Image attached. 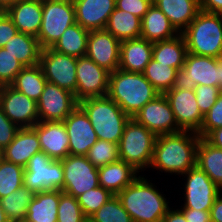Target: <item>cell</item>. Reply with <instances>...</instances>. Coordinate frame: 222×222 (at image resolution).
<instances>
[{
    "mask_svg": "<svg viewBox=\"0 0 222 222\" xmlns=\"http://www.w3.org/2000/svg\"><path fill=\"white\" fill-rule=\"evenodd\" d=\"M186 178L183 185L184 204L180 209L210 211L216 197L222 190L197 166L182 174Z\"/></svg>",
    "mask_w": 222,
    "mask_h": 222,
    "instance_id": "cell-11",
    "label": "cell"
},
{
    "mask_svg": "<svg viewBox=\"0 0 222 222\" xmlns=\"http://www.w3.org/2000/svg\"><path fill=\"white\" fill-rule=\"evenodd\" d=\"M90 218L94 222H133L116 195L102 205Z\"/></svg>",
    "mask_w": 222,
    "mask_h": 222,
    "instance_id": "cell-39",
    "label": "cell"
},
{
    "mask_svg": "<svg viewBox=\"0 0 222 222\" xmlns=\"http://www.w3.org/2000/svg\"><path fill=\"white\" fill-rule=\"evenodd\" d=\"M47 80L39 64L24 67L10 84L17 91L25 94L28 98L38 101Z\"/></svg>",
    "mask_w": 222,
    "mask_h": 222,
    "instance_id": "cell-34",
    "label": "cell"
},
{
    "mask_svg": "<svg viewBox=\"0 0 222 222\" xmlns=\"http://www.w3.org/2000/svg\"><path fill=\"white\" fill-rule=\"evenodd\" d=\"M60 190L35 193L24 222H57Z\"/></svg>",
    "mask_w": 222,
    "mask_h": 222,
    "instance_id": "cell-28",
    "label": "cell"
},
{
    "mask_svg": "<svg viewBox=\"0 0 222 222\" xmlns=\"http://www.w3.org/2000/svg\"><path fill=\"white\" fill-rule=\"evenodd\" d=\"M187 222H211L210 211H197L195 209H179Z\"/></svg>",
    "mask_w": 222,
    "mask_h": 222,
    "instance_id": "cell-48",
    "label": "cell"
},
{
    "mask_svg": "<svg viewBox=\"0 0 222 222\" xmlns=\"http://www.w3.org/2000/svg\"><path fill=\"white\" fill-rule=\"evenodd\" d=\"M182 131H200L204 115L201 113L195 90L170 89L164 93Z\"/></svg>",
    "mask_w": 222,
    "mask_h": 222,
    "instance_id": "cell-17",
    "label": "cell"
},
{
    "mask_svg": "<svg viewBox=\"0 0 222 222\" xmlns=\"http://www.w3.org/2000/svg\"><path fill=\"white\" fill-rule=\"evenodd\" d=\"M19 0H0V11H5L9 6L15 4Z\"/></svg>",
    "mask_w": 222,
    "mask_h": 222,
    "instance_id": "cell-53",
    "label": "cell"
},
{
    "mask_svg": "<svg viewBox=\"0 0 222 222\" xmlns=\"http://www.w3.org/2000/svg\"><path fill=\"white\" fill-rule=\"evenodd\" d=\"M220 74L216 58L187 52L182 69L177 70L173 89L195 90L197 85L219 88Z\"/></svg>",
    "mask_w": 222,
    "mask_h": 222,
    "instance_id": "cell-9",
    "label": "cell"
},
{
    "mask_svg": "<svg viewBox=\"0 0 222 222\" xmlns=\"http://www.w3.org/2000/svg\"><path fill=\"white\" fill-rule=\"evenodd\" d=\"M156 187L139 175L116 195L133 222H161L166 215L170 202Z\"/></svg>",
    "mask_w": 222,
    "mask_h": 222,
    "instance_id": "cell-2",
    "label": "cell"
},
{
    "mask_svg": "<svg viewBox=\"0 0 222 222\" xmlns=\"http://www.w3.org/2000/svg\"><path fill=\"white\" fill-rule=\"evenodd\" d=\"M86 157L96 168L118 161V144L98 139L89 149Z\"/></svg>",
    "mask_w": 222,
    "mask_h": 222,
    "instance_id": "cell-38",
    "label": "cell"
},
{
    "mask_svg": "<svg viewBox=\"0 0 222 222\" xmlns=\"http://www.w3.org/2000/svg\"><path fill=\"white\" fill-rule=\"evenodd\" d=\"M180 33L171 24L166 15L154 4L141 19V35L150 42L169 40Z\"/></svg>",
    "mask_w": 222,
    "mask_h": 222,
    "instance_id": "cell-27",
    "label": "cell"
},
{
    "mask_svg": "<svg viewBox=\"0 0 222 222\" xmlns=\"http://www.w3.org/2000/svg\"><path fill=\"white\" fill-rule=\"evenodd\" d=\"M105 30L120 42L138 38L141 35V18L115 7L108 19Z\"/></svg>",
    "mask_w": 222,
    "mask_h": 222,
    "instance_id": "cell-33",
    "label": "cell"
},
{
    "mask_svg": "<svg viewBox=\"0 0 222 222\" xmlns=\"http://www.w3.org/2000/svg\"><path fill=\"white\" fill-rule=\"evenodd\" d=\"M138 176V171L120 159L98 168L99 186L108 190L112 195H117Z\"/></svg>",
    "mask_w": 222,
    "mask_h": 222,
    "instance_id": "cell-25",
    "label": "cell"
},
{
    "mask_svg": "<svg viewBox=\"0 0 222 222\" xmlns=\"http://www.w3.org/2000/svg\"><path fill=\"white\" fill-rule=\"evenodd\" d=\"M86 218L77 198L60 190L57 222H83Z\"/></svg>",
    "mask_w": 222,
    "mask_h": 222,
    "instance_id": "cell-41",
    "label": "cell"
},
{
    "mask_svg": "<svg viewBox=\"0 0 222 222\" xmlns=\"http://www.w3.org/2000/svg\"><path fill=\"white\" fill-rule=\"evenodd\" d=\"M159 94L143 73L118 68L109 75L107 96L131 118Z\"/></svg>",
    "mask_w": 222,
    "mask_h": 222,
    "instance_id": "cell-3",
    "label": "cell"
},
{
    "mask_svg": "<svg viewBox=\"0 0 222 222\" xmlns=\"http://www.w3.org/2000/svg\"><path fill=\"white\" fill-rule=\"evenodd\" d=\"M153 4L166 15L179 33L188 27L200 11L199 0H154Z\"/></svg>",
    "mask_w": 222,
    "mask_h": 222,
    "instance_id": "cell-26",
    "label": "cell"
},
{
    "mask_svg": "<svg viewBox=\"0 0 222 222\" xmlns=\"http://www.w3.org/2000/svg\"><path fill=\"white\" fill-rule=\"evenodd\" d=\"M196 166L222 190V150L200 138L196 152Z\"/></svg>",
    "mask_w": 222,
    "mask_h": 222,
    "instance_id": "cell-31",
    "label": "cell"
},
{
    "mask_svg": "<svg viewBox=\"0 0 222 222\" xmlns=\"http://www.w3.org/2000/svg\"><path fill=\"white\" fill-rule=\"evenodd\" d=\"M153 42L138 37L120 43L119 69L143 73L152 59Z\"/></svg>",
    "mask_w": 222,
    "mask_h": 222,
    "instance_id": "cell-22",
    "label": "cell"
},
{
    "mask_svg": "<svg viewBox=\"0 0 222 222\" xmlns=\"http://www.w3.org/2000/svg\"><path fill=\"white\" fill-rule=\"evenodd\" d=\"M222 127V93L216 99L215 104L204 115L200 131L197 133L205 138L212 130Z\"/></svg>",
    "mask_w": 222,
    "mask_h": 222,
    "instance_id": "cell-43",
    "label": "cell"
},
{
    "mask_svg": "<svg viewBox=\"0 0 222 222\" xmlns=\"http://www.w3.org/2000/svg\"><path fill=\"white\" fill-rule=\"evenodd\" d=\"M18 33L17 27L5 11H0V48Z\"/></svg>",
    "mask_w": 222,
    "mask_h": 222,
    "instance_id": "cell-47",
    "label": "cell"
},
{
    "mask_svg": "<svg viewBox=\"0 0 222 222\" xmlns=\"http://www.w3.org/2000/svg\"><path fill=\"white\" fill-rule=\"evenodd\" d=\"M0 222H10L2 208L1 202H0Z\"/></svg>",
    "mask_w": 222,
    "mask_h": 222,
    "instance_id": "cell-55",
    "label": "cell"
},
{
    "mask_svg": "<svg viewBox=\"0 0 222 222\" xmlns=\"http://www.w3.org/2000/svg\"><path fill=\"white\" fill-rule=\"evenodd\" d=\"M110 72L97 65L87 56L77 57L76 100L107 96Z\"/></svg>",
    "mask_w": 222,
    "mask_h": 222,
    "instance_id": "cell-13",
    "label": "cell"
},
{
    "mask_svg": "<svg viewBox=\"0 0 222 222\" xmlns=\"http://www.w3.org/2000/svg\"><path fill=\"white\" fill-rule=\"evenodd\" d=\"M156 137L145 126L130 118L118 144L119 159L130 164L138 172L148 169L152 161Z\"/></svg>",
    "mask_w": 222,
    "mask_h": 222,
    "instance_id": "cell-6",
    "label": "cell"
},
{
    "mask_svg": "<svg viewBox=\"0 0 222 222\" xmlns=\"http://www.w3.org/2000/svg\"><path fill=\"white\" fill-rule=\"evenodd\" d=\"M20 128L4 114L0 106V149L4 150L16 136Z\"/></svg>",
    "mask_w": 222,
    "mask_h": 222,
    "instance_id": "cell-46",
    "label": "cell"
},
{
    "mask_svg": "<svg viewBox=\"0 0 222 222\" xmlns=\"http://www.w3.org/2000/svg\"><path fill=\"white\" fill-rule=\"evenodd\" d=\"M0 106L19 128H30L39 122L37 102L10 85L0 86Z\"/></svg>",
    "mask_w": 222,
    "mask_h": 222,
    "instance_id": "cell-15",
    "label": "cell"
},
{
    "mask_svg": "<svg viewBox=\"0 0 222 222\" xmlns=\"http://www.w3.org/2000/svg\"><path fill=\"white\" fill-rule=\"evenodd\" d=\"M116 0H73L76 22L89 31L103 30L111 13L115 9Z\"/></svg>",
    "mask_w": 222,
    "mask_h": 222,
    "instance_id": "cell-21",
    "label": "cell"
},
{
    "mask_svg": "<svg viewBox=\"0 0 222 222\" xmlns=\"http://www.w3.org/2000/svg\"><path fill=\"white\" fill-rule=\"evenodd\" d=\"M161 222H187V220L185 219L184 214L179 210V208L173 210L172 207L168 209Z\"/></svg>",
    "mask_w": 222,
    "mask_h": 222,
    "instance_id": "cell-52",
    "label": "cell"
},
{
    "mask_svg": "<svg viewBox=\"0 0 222 222\" xmlns=\"http://www.w3.org/2000/svg\"><path fill=\"white\" fill-rule=\"evenodd\" d=\"M24 67L39 64L41 46L37 37L18 32L4 46Z\"/></svg>",
    "mask_w": 222,
    "mask_h": 222,
    "instance_id": "cell-29",
    "label": "cell"
},
{
    "mask_svg": "<svg viewBox=\"0 0 222 222\" xmlns=\"http://www.w3.org/2000/svg\"><path fill=\"white\" fill-rule=\"evenodd\" d=\"M23 182L24 186L34 193L62 190L64 182L62 161L52 160L43 151L35 153L24 167Z\"/></svg>",
    "mask_w": 222,
    "mask_h": 222,
    "instance_id": "cell-8",
    "label": "cell"
},
{
    "mask_svg": "<svg viewBox=\"0 0 222 222\" xmlns=\"http://www.w3.org/2000/svg\"><path fill=\"white\" fill-rule=\"evenodd\" d=\"M89 32L76 22L64 31L51 49L64 55L86 56Z\"/></svg>",
    "mask_w": 222,
    "mask_h": 222,
    "instance_id": "cell-32",
    "label": "cell"
},
{
    "mask_svg": "<svg viewBox=\"0 0 222 222\" xmlns=\"http://www.w3.org/2000/svg\"><path fill=\"white\" fill-rule=\"evenodd\" d=\"M181 34L188 53L215 58L222 55V14L200 10Z\"/></svg>",
    "mask_w": 222,
    "mask_h": 222,
    "instance_id": "cell-5",
    "label": "cell"
},
{
    "mask_svg": "<svg viewBox=\"0 0 222 222\" xmlns=\"http://www.w3.org/2000/svg\"><path fill=\"white\" fill-rule=\"evenodd\" d=\"M24 167L5 159L0 163V199L24 185Z\"/></svg>",
    "mask_w": 222,
    "mask_h": 222,
    "instance_id": "cell-37",
    "label": "cell"
},
{
    "mask_svg": "<svg viewBox=\"0 0 222 222\" xmlns=\"http://www.w3.org/2000/svg\"><path fill=\"white\" fill-rule=\"evenodd\" d=\"M200 138L192 131L158 135L149 168L181 176L196 166Z\"/></svg>",
    "mask_w": 222,
    "mask_h": 222,
    "instance_id": "cell-1",
    "label": "cell"
},
{
    "mask_svg": "<svg viewBox=\"0 0 222 222\" xmlns=\"http://www.w3.org/2000/svg\"><path fill=\"white\" fill-rule=\"evenodd\" d=\"M211 222H222V192L216 197L210 209Z\"/></svg>",
    "mask_w": 222,
    "mask_h": 222,
    "instance_id": "cell-50",
    "label": "cell"
},
{
    "mask_svg": "<svg viewBox=\"0 0 222 222\" xmlns=\"http://www.w3.org/2000/svg\"><path fill=\"white\" fill-rule=\"evenodd\" d=\"M153 4L151 0H116L115 7L122 11L129 12L139 18H143Z\"/></svg>",
    "mask_w": 222,
    "mask_h": 222,
    "instance_id": "cell-45",
    "label": "cell"
},
{
    "mask_svg": "<svg viewBox=\"0 0 222 222\" xmlns=\"http://www.w3.org/2000/svg\"><path fill=\"white\" fill-rule=\"evenodd\" d=\"M5 12L18 32L38 36L42 24V0H19Z\"/></svg>",
    "mask_w": 222,
    "mask_h": 222,
    "instance_id": "cell-23",
    "label": "cell"
},
{
    "mask_svg": "<svg viewBox=\"0 0 222 222\" xmlns=\"http://www.w3.org/2000/svg\"><path fill=\"white\" fill-rule=\"evenodd\" d=\"M35 193L26 186H21L10 195L0 199L2 208L10 222H24L28 206Z\"/></svg>",
    "mask_w": 222,
    "mask_h": 222,
    "instance_id": "cell-35",
    "label": "cell"
},
{
    "mask_svg": "<svg viewBox=\"0 0 222 222\" xmlns=\"http://www.w3.org/2000/svg\"><path fill=\"white\" fill-rule=\"evenodd\" d=\"M83 222H94L90 217H87Z\"/></svg>",
    "mask_w": 222,
    "mask_h": 222,
    "instance_id": "cell-57",
    "label": "cell"
},
{
    "mask_svg": "<svg viewBox=\"0 0 222 222\" xmlns=\"http://www.w3.org/2000/svg\"><path fill=\"white\" fill-rule=\"evenodd\" d=\"M39 65L47 82L72 92L76 98L77 57L60 54L51 48L41 50Z\"/></svg>",
    "mask_w": 222,
    "mask_h": 222,
    "instance_id": "cell-12",
    "label": "cell"
},
{
    "mask_svg": "<svg viewBox=\"0 0 222 222\" xmlns=\"http://www.w3.org/2000/svg\"><path fill=\"white\" fill-rule=\"evenodd\" d=\"M132 118L156 136L182 131L177 125L170 103L164 94H159L146 103Z\"/></svg>",
    "mask_w": 222,
    "mask_h": 222,
    "instance_id": "cell-14",
    "label": "cell"
},
{
    "mask_svg": "<svg viewBox=\"0 0 222 222\" xmlns=\"http://www.w3.org/2000/svg\"><path fill=\"white\" fill-rule=\"evenodd\" d=\"M63 122L69 138V154L86 156L98 140L88 116L77 106Z\"/></svg>",
    "mask_w": 222,
    "mask_h": 222,
    "instance_id": "cell-19",
    "label": "cell"
},
{
    "mask_svg": "<svg viewBox=\"0 0 222 222\" xmlns=\"http://www.w3.org/2000/svg\"><path fill=\"white\" fill-rule=\"evenodd\" d=\"M200 10L222 14V0H199Z\"/></svg>",
    "mask_w": 222,
    "mask_h": 222,
    "instance_id": "cell-49",
    "label": "cell"
},
{
    "mask_svg": "<svg viewBox=\"0 0 222 222\" xmlns=\"http://www.w3.org/2000/svg\"><path fill=\"white\" fill-rule=\"evenodd\" d=\"M77 106L72 92L47 82L37 101L39 121H64Z\"/></svg>",
    "mask_w": 222,
    "mask_h": 222,
    "instance_id": "cell-16",
    "label": "cell"
},
{
    "mask_svg": "<svg viewBox=\"0 0 222 222\" xmlns=\"http://www.w3.org/2000/svg\"><path fill=\"white\" fill-rule=\"evenodd\" d=\"M24 66L3 47L0 48V86L10 85Z\"/></svg>",
    "mask_w": 222,
    "mask_h": 222,
    "instance_id": "cell-42",
    "label": "cell"
},
{
    "mask_svg": "<svg viewBox=\"0 0 222 222\" xmlns=\"http://www.w3.org/2000/svg\"><path fill=\"white\" fill-rule=\"evenodd\" d=\"M216 64L219 66V74H220L219 89L222 91V55L216 58Z\"/></svg>",
    "mask_w": 222,
    "mask_h": 222,
    "instance_id": "cell-54",
    "label": "cell"
},
{
    "mask_svg": "<svg viewBox=\"0 0 222 222\" xmlns=\"http://www.w3.org/2000/svg\"><path fill=\"white\" fill-rule=\"evenodd\" d=\"M186 55L187 47L181 33L169 40L153 42L152 59L177 70L182 69Z\"/></svg>",
    "mask_w": 222,
    "mask_h": 222,
    "instance_id": "cell-30",
    "label": "cell"
},
{
    "mask_svg": "<svg viewBox=\"0 0 222 222\" xmlns=\"http://www.w3.org/2000/svg\"><path fill=\"white\" fill-rule=\"evenodd\" d=\"M204 139L212 146L222 150V127L212 130Z\"/></svg>",
    "mask_w": 222,
    "mask_h": 222,
    "instance_id": "cell-51",
    "label": "cell"
},
{
    "mask_svg": "<svg viewBox=\"0 0 222 222\" xmlns=\"http://www.w3.org/2000/svg\"><path fill=\"white\" fill-rule=\"evenodd\" d=\"M41 151L37 132L32 128H20L13 141L3 150V158L25 167L29 159Z\"/></svg>",
    "mask_w": 222,
    "mask_h": 222,
    "instance_id": "cell-24",
    "label": "cell"
},
{
    "mask_svg": "<svg viewBox=\"0 0 222 222\" xmlns=\"http://www.w3.org/2000/svg\"><path fill=\"white\" fill-rule=\"evenodd\" d=\"M63 189L74 198L99 186L98 168L86 156L71 155L62 159Z\"/></svg>",
    "mask_w": 222,
    "mask_h": 222,
    "instance_id": "cell-10",
    "label": "cell"
},
{
    "mask_svg": "<svg viewBox=\"0 0 222 222\" xmlns=\"http://www.w3.org/2000/svg\"><path fill=\"white\" fill-rule=\"evenodd\" d=\"M3 159H4L3 158V150L0 149V163L2 162Z\"/></svg>",
    "mask_w": 222,
    "mask_h": 222,
    "instance_id": "cell-56",
    "label": "cell"
},
{
    "mask_svg": "<svg viewBox=\"0 0 222 222\" xmlns=\"http://www.w3.org/2000/svg\"><path fill=\"white\" fill-rule=\"evenodd\" d=\"M32 128L37 132L41 151L52 160L69 155V138L63 121H39Z\"/></svg>",
    "mask_w": 222,
    "mask_h": 222,
    "instance_id": "cell-20",
    "label": "cell"
},
{
    "mask_svg": "<svg viewBox=\"0 0 222 222\" xmlns=\"http://www.w3.org/2000/svg\"><path fill=\"white\" fill-rule=\"evenodd\" d=\"M74 23L73 0H42V24L37 36L41 48H51Z\"/></svg>",
    "mask_w": 222,
    "mask_h": 222,
    "instance_id": "cell-7",
    "label": "cell"
},
{
    "mask_svg": "<svg viewBox=\"0 0 222 222\" xmlns=\"http://www.w3.org/2000/svg\"><path fill=\"white\" fill-rule=\"evenodd\" d=\"M176 73L177 69L170 67L169 64L151 59L143 75L160 94H164L174 87Z\"/></svg>",
    "mask_w": 222,
    "mask_h": 222,
    "instance_id": "cell-36",
    "label": "cell"
},
{
    "mask_svg": "<svg viewBox=\"0 0 222 222\" xmlns=\"http://www.w3.org/2000/svg\"><path fill=\"white\" fill-rule=\"evenodd\" d=\"M113 196L114 195H112L108 190H105L102 186H98L77 197V202L79 203L84 215L86 217H91Z\"/></svg>",
    "mask_w": 222,
    "mask_h": 222,
    "instance_id": "cell-40",
    "label": "cell"
},
{
    "mask_svg": "<svg viewBox=\"0 0 222 222\" xmlns=\"http://www.w3.org/2000/svg\"><path fill=\"white\" fill-rule=\"evenodd\" d=\"M222 93L218 87L208 85H197L195 95L198 107L203 115L215 104L216 99Z\"/></svg>",
    "mask_w": 222,
    "mask_h": 222,
    "instance_id": "cell-44",
    "label": "cell"
},
{
    "mask_svg": "<svg viewBox=\"0 0 222 222\" xmlns=\"http://www.w3.org/2000/svg\"><path fill=\"white\" fill-rule=\"evenodd\" d=\"M78 106L88 116L99 140L119 144L131 117L115 101L108 96L91 97L78 102Z\"/></svg>",
    "mask_w": 222,
    "mask_h": 222,
    "instance_id": "cell-4",
    "label": "cell"
},
{
    "mask_svg": "<svg viewBox=\"0 0 222 222\" xmlns=\"http://www.w3.org/2000/svg\"><path fill=\"white\" fill-rule=\"evenodd\" d=\"M120 43L105 29L92 30L89 32L86 56L112 73L119 68Z\"/></svg>",
    "mask_w": 222,
    "mask_h": 222,
    "instance_id": "cell-18",
    "label": "cell"
}]
</instances>
